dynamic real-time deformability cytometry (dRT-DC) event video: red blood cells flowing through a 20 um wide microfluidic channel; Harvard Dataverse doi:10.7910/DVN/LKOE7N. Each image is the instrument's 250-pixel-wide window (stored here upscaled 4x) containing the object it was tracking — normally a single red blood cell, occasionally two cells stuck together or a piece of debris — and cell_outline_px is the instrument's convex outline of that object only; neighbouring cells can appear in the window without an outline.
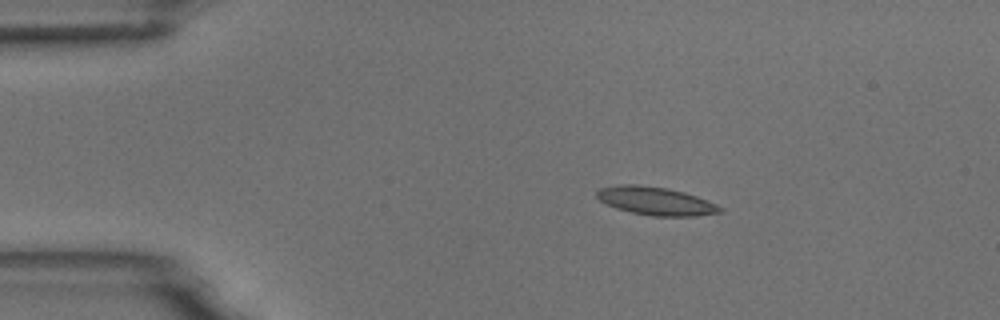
{"species": "common noctule bat (a hibernating species)", "species_latin": "Nyctalus noctula", "temperature_condition": "room temperature", "stored_images_in_passage": 5, "camera_frame_rate_fps": 3000, "um_per_image_px": 0.085, "animal": {"sex": "male", "body_mass_g": 18.8}, "frame": {"image": 1, "passage_image": 2, "time_ms": 1.333, "image_size_px": [1000, 320], "cell_outline_px": [[724, 212], [696, 216], [652, 216], [632, 212], [616, 208], [600, 200], [596, 196], [596, 192], [600, 188], [620, 184], [636, 184], [668, 188], [684, 192], [696, 196], [716, 204], [724, 208]], "centroid_in_image_um": [55.76, 17.08], "position_along_channel_um": 29.2, "area_um2": 20.23}}